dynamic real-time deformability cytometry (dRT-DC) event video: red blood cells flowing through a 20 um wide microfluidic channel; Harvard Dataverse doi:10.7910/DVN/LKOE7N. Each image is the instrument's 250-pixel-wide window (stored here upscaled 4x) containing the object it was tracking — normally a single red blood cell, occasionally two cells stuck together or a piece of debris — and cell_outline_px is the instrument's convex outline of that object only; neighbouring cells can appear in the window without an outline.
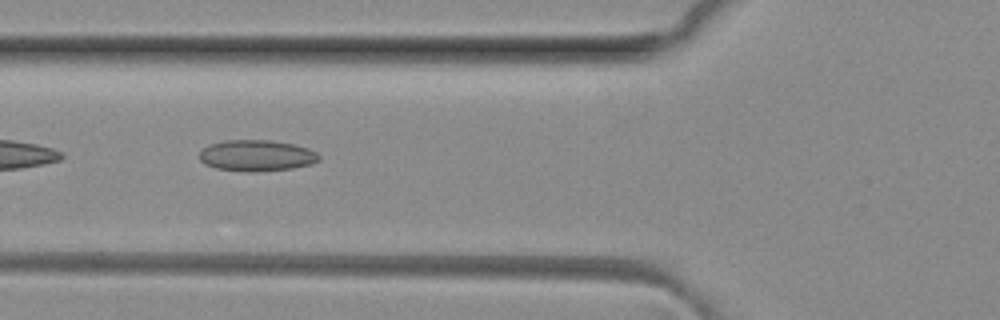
{"species": "common noctule bat (a hibernating species)", "species_latin": "Nyctalus noctula", "temperature_condition": "room temperature", "stored_images_in_passage": 6, "camera_frame_rate_fps": 3000, "um_per_image_px": 0.085, "animal": {"sex": "female", "body_mass_g": 29.2, "forearm_length_mm": 56.3}, "frame": {"image": 1, "passage_image": 3, "time_ms": 0.667, "image_size_px": [1000, 320], "cell_outline_px": [[320, 160], [312, 164], [292, 168], [256, 172], [248, 172], [216, 168], [204, 164], [200, 160], [200, 152], [208, 144], [224, 140], [272, 140], [292, 144], [308, 148], [316, 152], [320, 156]], "centroid_in_image_um": [21.81, 13.22], "position_along_channel_um": 104.0, "area_um2": 21.85}}
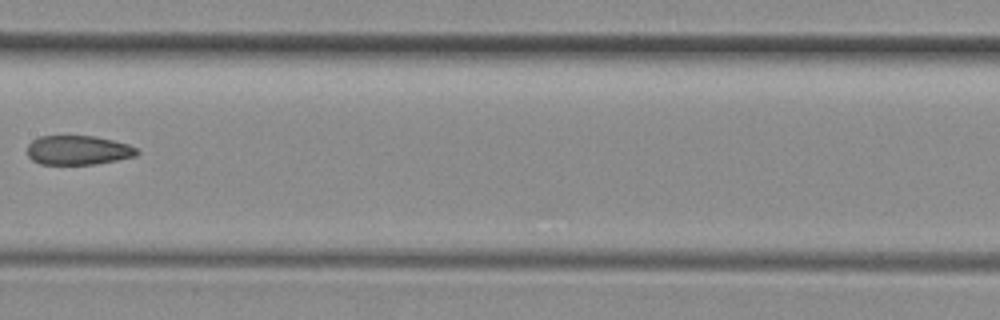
{"frame": {"image": 2, "passage_image": 5, "time_ms": 1.333, "image_size_px": [1000, 320], "cell_outline_px": [[140, 152], [136, 156], [96, 164], [40, 164], [32, 160], [28, 156], [28, 144], [32, 140], [40, 136], [96, 136], [128, 144], [136, 148]], "centroid_in_image_um": [6.64, 12.76], "position_along_channel_um": 200.8, "area_um2": 18.73}}
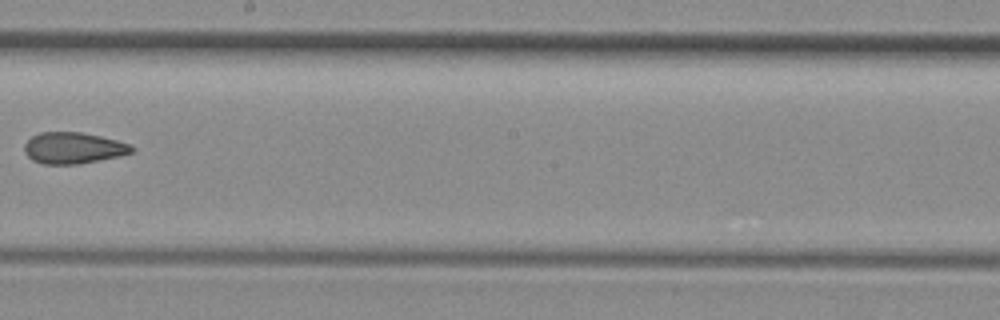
{"frame": {"image": 3, "passage_image": 6, "time_ms": 1.667, "image_size_px": [1000, 320], "cell_outline_px": [[136, 148], [132, 152], [120, 156], [80, 164], [44, 164], [32, 160], [24, 152], [24, 144], [32, 136], [40, 132], [80, 132], [100, 136], [132, 144]], "centroid_in_image_um": [6.25, 12.58], "position_along_channel_um": 242.0, "area_um2": 19.71}}